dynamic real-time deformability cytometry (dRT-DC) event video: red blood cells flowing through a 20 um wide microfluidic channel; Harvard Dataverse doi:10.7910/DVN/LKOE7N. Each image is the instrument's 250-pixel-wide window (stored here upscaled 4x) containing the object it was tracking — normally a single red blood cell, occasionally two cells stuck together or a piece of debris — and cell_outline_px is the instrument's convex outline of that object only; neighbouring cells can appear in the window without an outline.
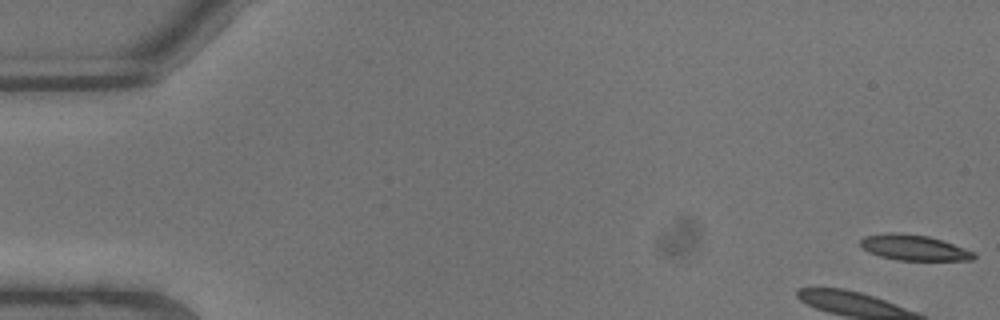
{"species": "common noctule bat (a hibernating species)", "species_latin": "Nyctalus noctula", "temperature_condition": "warm", "stored_images_in_passage": 21, "camera_frame_rate_fps": 3000, "um_per_image_px": 0.085, "animal": {"sex": "male", "body_mass_g": 13.3}, "frame": {"image": 1, "passage_image": 1, "time_ms": 0.0, "image_size_px": [1000, 320], "cell_outline_px": [[976, 256], [972, 260], [896, 260], [880, 256], [868, 252], [860, 244], [860, 240], [864, 236], [888, 232], [900, 232], [928, 236], [976, 252]], "centroid_in_image_um": [77.66, 21.04], "position_along_channel_um": 7.3, "area_um2": 16.88}}